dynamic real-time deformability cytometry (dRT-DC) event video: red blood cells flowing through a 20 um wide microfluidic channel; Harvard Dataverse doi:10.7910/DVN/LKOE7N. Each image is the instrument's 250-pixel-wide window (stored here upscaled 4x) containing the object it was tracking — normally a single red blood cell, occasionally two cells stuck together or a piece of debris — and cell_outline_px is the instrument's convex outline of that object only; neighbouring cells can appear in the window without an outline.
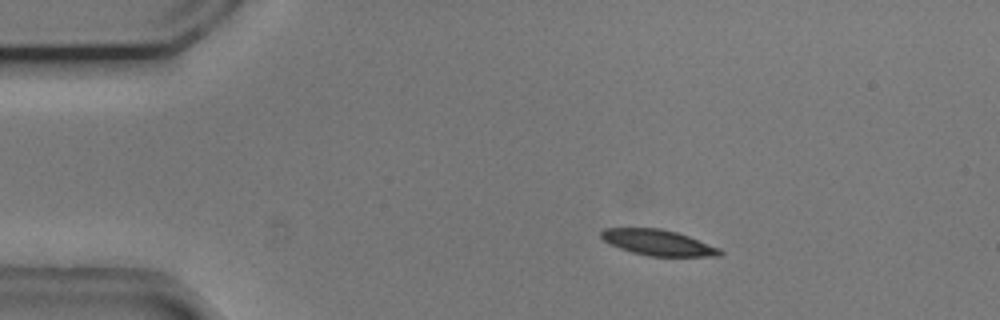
{"species": "common noctule bat (a hibernating species)", "species_latin": "Nyctalus noctula", "temperature_condition": "cold", "stored_images_in_passage": 46, "camera_frame_rate_fps": 3000, "um_per_image_px": 0.085, "animal": {"sex": "male", "body_mass_g": 20.5, "forearm_length_mm": 52.5}, "frame": {"image": 1, "passage_image": 1, "time_ms": 0.0, "image_size_px": [1000, 320], "cell_outline_px": [[724, 252], [720, 256], [648, 256], [632, 252], [620, 248], [604, 240], [600, 236], [600, 232], [604, 228], [660, 228], [676, 232], [688, 236], [720, 248]], "centroid_in_image_um": [55.94, 20.62], "position_along_channel_um": 29.1, "area_um2": 17.69}}
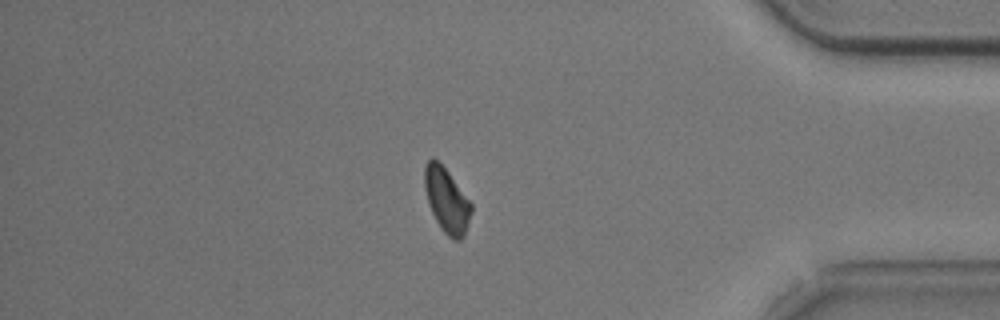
{"frame": {"image": 2, "passage_image": 38, "time_ms": 12.333, "image_size_px": [1000, 320], "cell_outline_px": [[472, 212], [464, 236], [460, 240], [452, 240], [440, 228], [428, 204], [424, 188], [424, 168], [428, 160], [432, 156], [448, 172], [472, 204]], "centroid_in_image_um": [37.96, 17.04], "position_along_channel_um": 397.2, "area_um2": 17.51}}
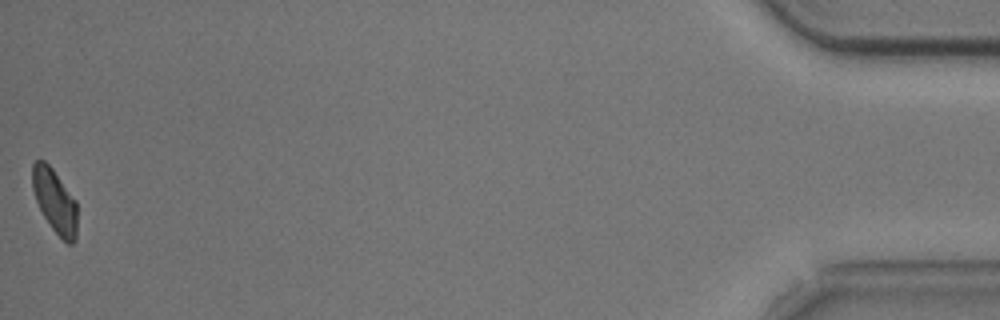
{"frame": {"image": 3, "passage_image": 46, "time_ms": 15.0, "image_size_px": [1000, 320], "cell_outline_px": [[76, 240], [72, 244], [68, 244], [52, 228], [44, 216], [36, 200], [32, 188], [32, 164], [36, 160], [44, 160], [52, 168], [76, 200]], "centroid_in_image_um": [4.65, 17.07], "position_along_channel_um": 430.5, "area_um2": 16.47}, "authors_computed_cell_mechanics": {"area_um2": 18.6694, "velocity_mm_per_s": 3.6847, "shape_relaxation_time_tau1_ms": 2.1653, "shape_relaxation_time_tau2_ms": null, "deformation_change_tau1": 0.1096, "deformation_change_tau2": null}}